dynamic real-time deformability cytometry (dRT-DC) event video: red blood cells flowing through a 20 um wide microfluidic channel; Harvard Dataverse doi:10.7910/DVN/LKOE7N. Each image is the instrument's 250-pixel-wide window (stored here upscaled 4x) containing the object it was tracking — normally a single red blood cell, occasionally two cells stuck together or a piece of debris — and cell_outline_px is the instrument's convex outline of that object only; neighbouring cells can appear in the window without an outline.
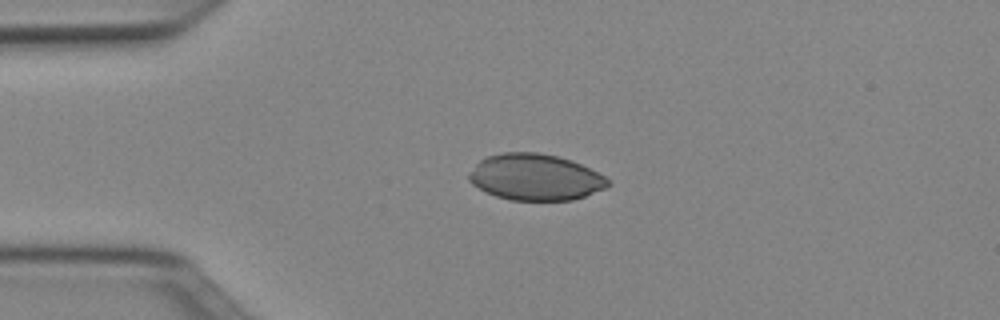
{"species": "Egyptian fruit bat (a non-hibernating species)", "species_latin": "Rousettus aegyptiacus", "temperature_condition": "cold", "stored_images_in_passage": 40, "camera_frame_rate_fps": 3000, "um_per_image_px": 0.085, "animal": {"sex": "female"}, "frame": {"image": 1, "passage_image": 1, "time_ms": 0.0, "image_size_px": [1000, 320], "cell_outline_px": [[612, 184], [608, 188], [572, 200], [512, 200], [496, 196], [472, 184], [468, 180], [468, 172], [480, 160], [488, 156], [504, 152], [540, 152], [572, 160], [604, 176]], "centroid_in_image_um": [45.5, 15.06], "position_along_channel_um": 39.5, "area_um2": 37.45}}
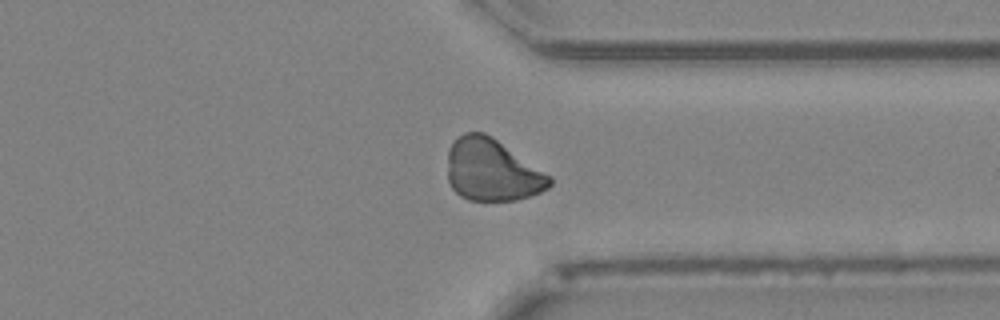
{"frame": {"image": 2, "passage_image": 28, "time_ms": 9.0, "image_size_px": [1000, 320], "cell_outline_px": [[552, 184], [548, 188], [540, 192], [516, 200], [468, 200], [460, 196], [452, 188], [448, 180], [448, 148], [464, 132], [484, 132], [492, 136], [552, 176]], "centroid_in_image_um": [41.83, 14.46], "position_along_channel_um": 369.6, "area_um2": 36.93}}
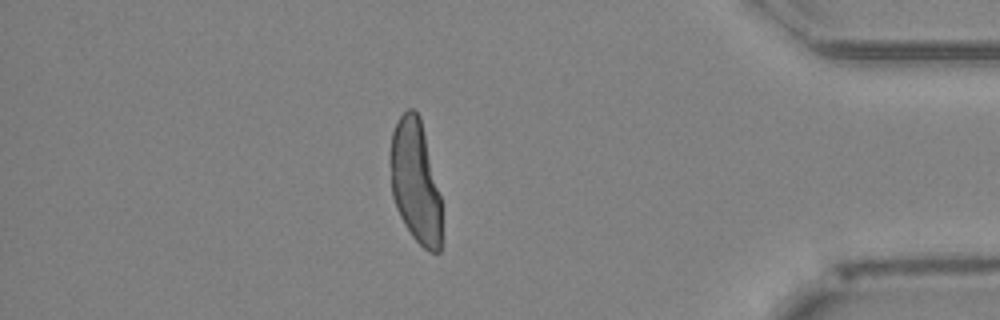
{"frame": {"image": 3, "passage_image": 33, "time_ms": 10.667, "image_size_px": [1000, 320], "cell_outline_px": [[440, 252], [428, 252], [412, 236], [404, 224], [396, 208], [392, 196], [388, 160], [388, 156], [392, 132], [400, 116], [408, 108], [412, 108], [420, 116], [440, 196]], "centroid_in_image_um": [35.26, 15.41], "position_along_channel_um": 399.9, "area_um2": 36.88}}